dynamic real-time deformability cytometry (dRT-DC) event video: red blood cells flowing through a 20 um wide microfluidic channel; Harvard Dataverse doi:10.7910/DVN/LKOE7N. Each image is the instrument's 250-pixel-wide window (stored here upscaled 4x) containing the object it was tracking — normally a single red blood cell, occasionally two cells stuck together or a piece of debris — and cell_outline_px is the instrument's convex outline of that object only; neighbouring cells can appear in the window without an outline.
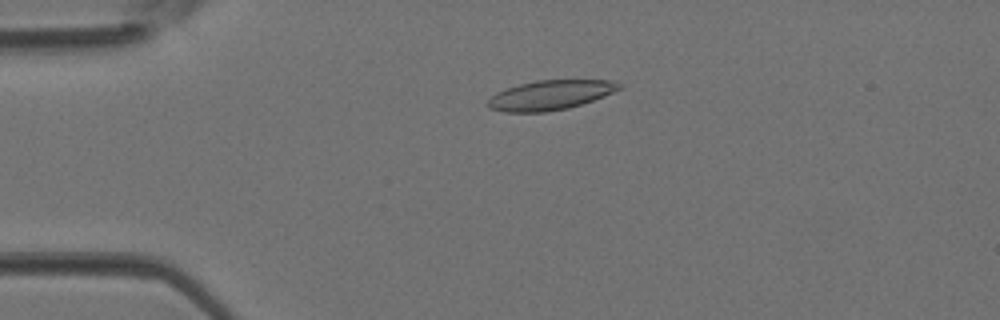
{"species": "Egyptian fruit bat (a non-hibernating species)", "species_latin": "Rousettus aegyptiacus", "temperature_condition": "room temperature", "stored_images_in_passage": 38, "camera_frame_rate_fps": 3000, "um_per_image_px": 0.085, "animal": {"sex": "female"}, "frame": {"image": 1, "passage_image": 10, "time_ms": 3.0, "image_size_px": [1000, 320], "cell_outline_px": [[624, 88], [604, 96], [568, 108], [544, 112], [504, 112], [488, 108], [488, 100], [496, 92], [520, 84], [536, 80], [612, 80], [624, 84]], "centroid_in_image_um": [46.81, 8.07], "position_along_channel_um": 38.2, "area_um2": 22.66}}
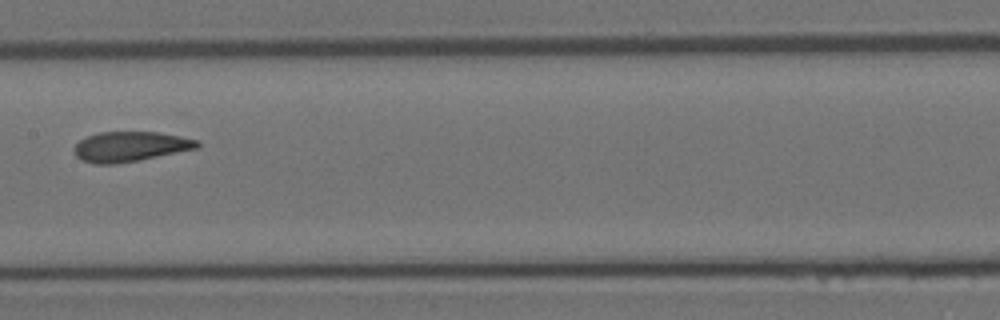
{"frame": {"image": 2, "passage_image": 22, "time_ms": 7.0, "image_size_px": [1000, 320], "cell_outline_px": [[200, 148], [116, 164], [96, 164], [80, 160], [76, 156], [76, 144], [80, 140], [88, 136], [100, 132], [156, 132], [180, 136], [200, 140]], "centroid_in_image_um": [11.11, 12.46], "position_along_channel_um": 196.3, "area_um2": 21.39}}
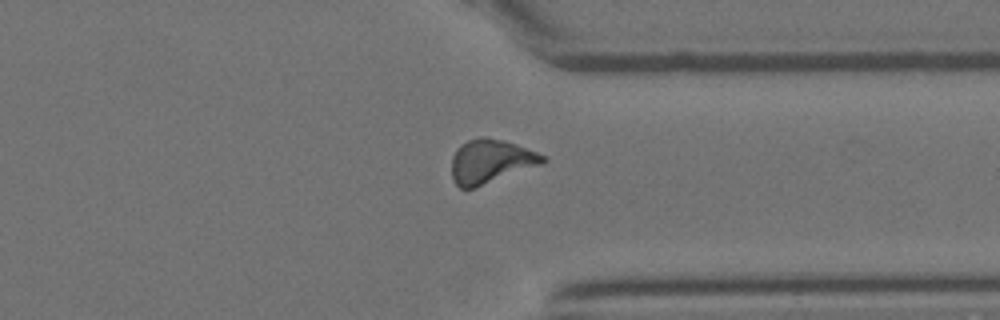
{"frame": {"image": 3, "passage_image": 33, "time_ms": 10.667, "image_size_px": [1000, 320], "cell_outline_px": [[548, 160], [544, 164], [472, 188], [460, 188], [452, 180], [452, 156], [456, 148], [460, 144], [468, 140], [480, 136], [488, 136], [504, 140], [516, 144], [536, 152], [544, 156]], "centroid_in_image_um": [41.7, 13.69], "position_along_channel_um": 369.7, "area_um2": 23.41}}